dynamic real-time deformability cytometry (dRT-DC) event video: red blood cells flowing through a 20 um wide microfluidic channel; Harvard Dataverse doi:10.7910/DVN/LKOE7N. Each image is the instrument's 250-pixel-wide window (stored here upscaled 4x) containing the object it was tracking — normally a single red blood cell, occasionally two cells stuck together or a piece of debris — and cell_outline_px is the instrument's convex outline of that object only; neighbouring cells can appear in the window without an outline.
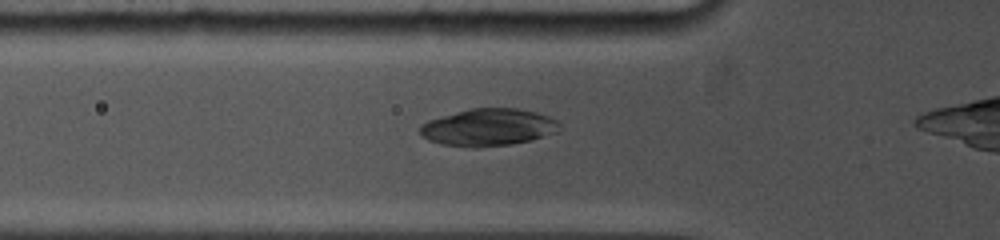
{"species": "common noctule bat (a hibernating species)", "species_latin": "Nyctalus noctula", "temperature_condition": "cold", "stored_images_in_passage": 24, "camera_frame_rate_fps": 5000, "um_per_image_px": 0.085, "animal": {"sex": "female", "body_mass_g": 19.0, "forearm_length_mm": 53.3}, "frame": {"image": 1, "passage_image": 4, "time_ms": 1.4, "image_size_px": [1000, 240], "cell_outline_px": [[560, 132], [532, 140], [512, 144], [472, 148], [440, 144], [428, 140], [420, 132], [420, 124], [428, 120], [440, 116], [472, 108], [516, 108], [536, 112], [548, 116], [556, 120], [560, 124]], "centroid_in_image_um": [41.53, 10.83], "position_along_channel_um": 84.3, "area_um2": 30.52}}
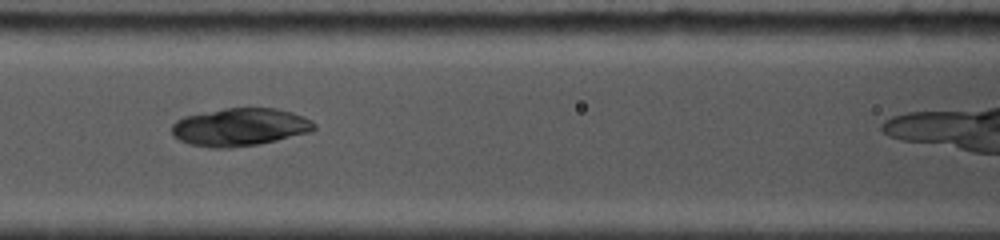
{"frame": {"image": 2, "passage_image": 7, "time_ms": 3.0, "image_size_px": [1000, 240], "cell_outline_px": [[316, 128], [312, 132], [276, 140], [256, 144], [228, 148], [212, 148], [188, 144], [172, 136], [172, 124], [176, 120], [184, 116], [224, 108], [280, 108], [304, 116], [312, 120], [316, 124]], "centroid_in_image_um": [20.4, 10.79], "position_along_channel_um": 146.2, "area_um2": 31.62}}